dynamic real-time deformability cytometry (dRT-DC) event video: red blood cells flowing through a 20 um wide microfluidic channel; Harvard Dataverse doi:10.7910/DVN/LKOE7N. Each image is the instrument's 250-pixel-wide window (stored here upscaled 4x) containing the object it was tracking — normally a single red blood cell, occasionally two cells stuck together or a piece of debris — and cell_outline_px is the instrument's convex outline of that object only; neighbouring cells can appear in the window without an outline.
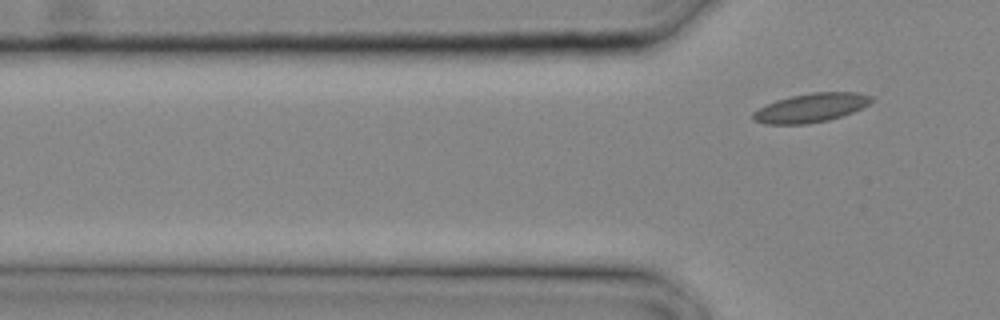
{"species": "common noctule bat (a hibernating species)", "species_latin": "Nyctalus noctula", "temperature_condition": "cold", "stored_images_in_passage": 3, "camera_frame_rate_fps": 3000, "um_per_image_px": 0.085, "animal": {"sex": "male", "body_mass_g": 20.4}, "frame": {"image": 1, "passage_image": 3, "time_ms": 0.667, "image_size_px": [1000, 320], "cell_outline_px": [[876, 100], [852, 112], [828, 120], [808, 124], [764, 124], [752, 120], [752, 112], [776, 100], [792, 96], [812, 92], [856, 92], [872, 96]], "centroid_in_image_um": [68.92, 9.16], "position_along_channel_um": 56.9, "area_um2": 19.88}}